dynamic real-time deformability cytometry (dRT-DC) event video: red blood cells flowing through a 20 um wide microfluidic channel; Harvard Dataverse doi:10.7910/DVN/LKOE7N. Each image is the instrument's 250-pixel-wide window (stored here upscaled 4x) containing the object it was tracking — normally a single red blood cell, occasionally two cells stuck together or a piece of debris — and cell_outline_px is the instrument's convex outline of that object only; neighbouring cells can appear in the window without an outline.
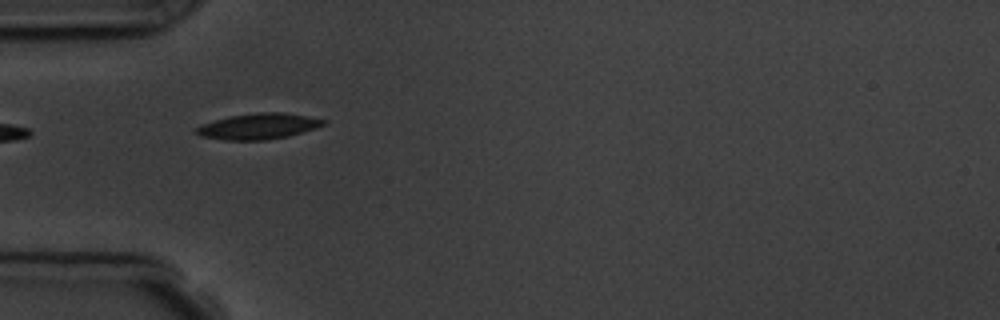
{"species": "common noctule bat (a hibernating species)", "species_latin": "Nyctalus noctula", "temperature_condition": "room temperature", "stored_images_in_passage": 9, "camera_frame_rate_fps": 3000, "um_per_image_px": 0.085, "animal": {"sex": "male", "body_mass_g": 19.5, "forearm_length_mm": 54.6}, "frame": {"image": 1, "passage_image": 3, "time_ms": 2.333, "image_size_px": [1000, 320], "cell_outline_px": [[328, 120], [324, 124], [316, 128], [288, 136], [268, 140], [224, 140], [200, 136], [196, 132], [196, 128], [200, 124], [228, 116], [256, 112], [284, 112]], "centroid_in_image_um": [21.95, 10.73], "position_along_channel_um": 63.1, "area_um2": 19.25}}
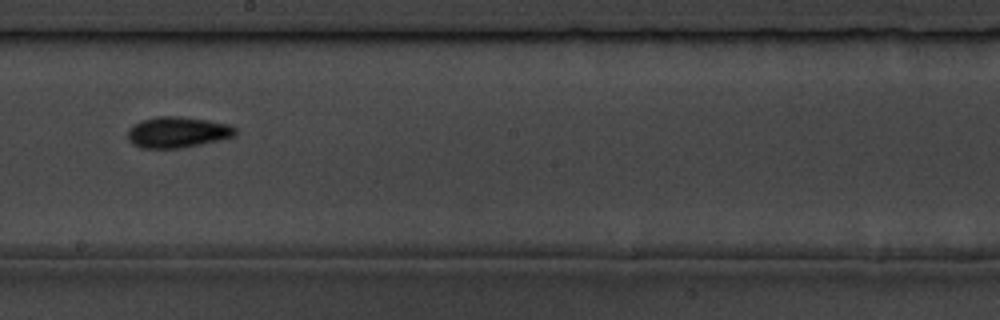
{"frame": {"image": 2, "passage_image": 7, "time_ms": 7.0, "image_size_px": [1000, 320], "cell_outline_px": [[236, 136], [220, 140], [180, 148], [140, 148], [132, 144], [128, 140], [128, 128], [132, 124], [140, 120], [156, 116], [180, 116], [208, 120], [228, 124], [236, 128]], "centroid_in_image_um": [15.05, 11.23], "position_along_channel_um": 233.1, "area_um2": 19.65}}
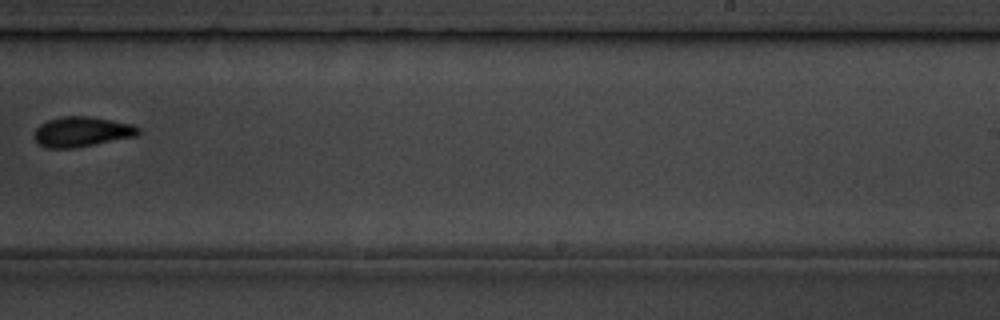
{"frame": {"image": 3, "passage_image": 8, "time_ms": 8.333, "image_size_px": [1000, 320], "cell_outline_px": [[140, 132], [136, 136], [76, 148], [48, 148], [40, 144], [36, 140], [36, 128], [40, 124], [48, 120], [60, 116], [88, 116], [112, 120], [132, 124], [140, 128]], "centroid_in_image_um": [6.98, 11.19], "position_along_channel_um": 282.0, "area_um2": 18.15}}